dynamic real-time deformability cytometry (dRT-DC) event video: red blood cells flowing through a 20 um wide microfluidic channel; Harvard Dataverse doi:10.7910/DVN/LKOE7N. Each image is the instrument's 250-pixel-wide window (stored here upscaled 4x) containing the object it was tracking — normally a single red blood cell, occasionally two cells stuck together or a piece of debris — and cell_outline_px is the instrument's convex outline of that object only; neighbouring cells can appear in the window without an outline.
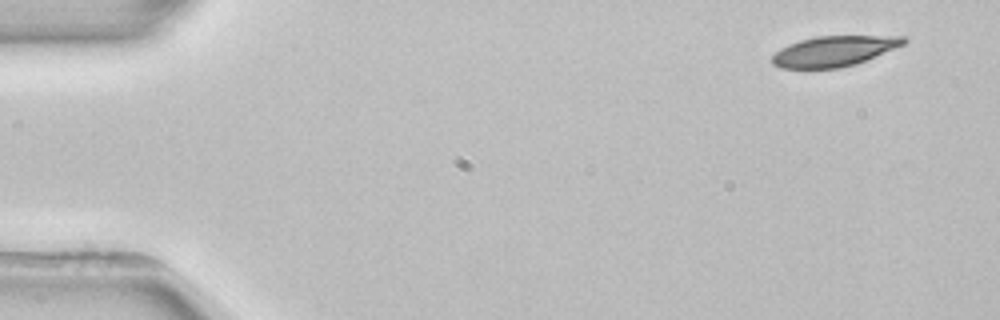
{"species": "common noctule bat (a hibernating species)", "species_latin": "Nyctalus noctula", "temperature_condition": "room temperature", "stored_images_in_passage": 5, "camera_frame_rate_fps": 3000, "um_per_image_px": 0.085, "animal": {"sex": "female", "body_mass_g": 22.7, "forearm_length_mm": 54.2}, "frame": {"image": 1, "passage_image": 1, "time_ms": 0.0, "image_size_px": [1000, 320], "cell_outline_px": [[908, 40], [904, 44], [856, 64], [840, 68], [780, 68], [772, 64], [772, 56], [780, 48], [788, 44], [800, 40], [816, 36], [904, 36]], "centroid_in_image_um": [70.86, 4.34], "position_along_channel_um": 14.1, "area_um2": 23.18}}
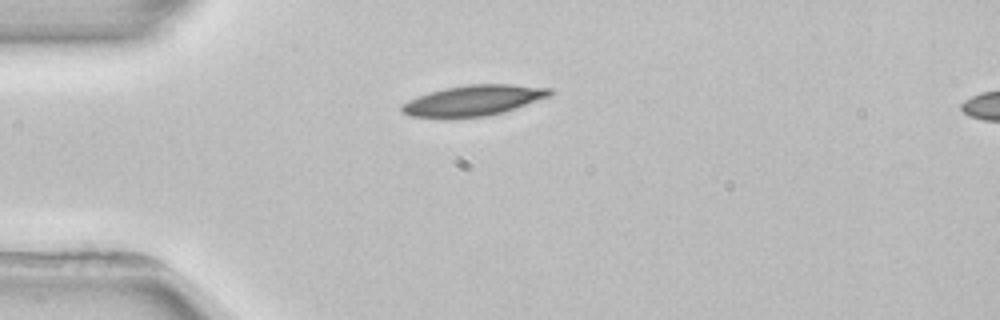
{"frame": {"image": 2, "passage_image": 3, "time_ms": 3.333, "image_size_px": [1000, 320], "cell_outline_px": [[552, 96], [504, 112], [488, 116], [408, 116], [400, 108], [400, 104], [408, 100], [444, 88], [468, 84], [512, 84], [552, 88]], "centroid_in_image_um": [40.33, 8.51], "position_along_channel_um": 44.7, "area_um2": 25.95}}